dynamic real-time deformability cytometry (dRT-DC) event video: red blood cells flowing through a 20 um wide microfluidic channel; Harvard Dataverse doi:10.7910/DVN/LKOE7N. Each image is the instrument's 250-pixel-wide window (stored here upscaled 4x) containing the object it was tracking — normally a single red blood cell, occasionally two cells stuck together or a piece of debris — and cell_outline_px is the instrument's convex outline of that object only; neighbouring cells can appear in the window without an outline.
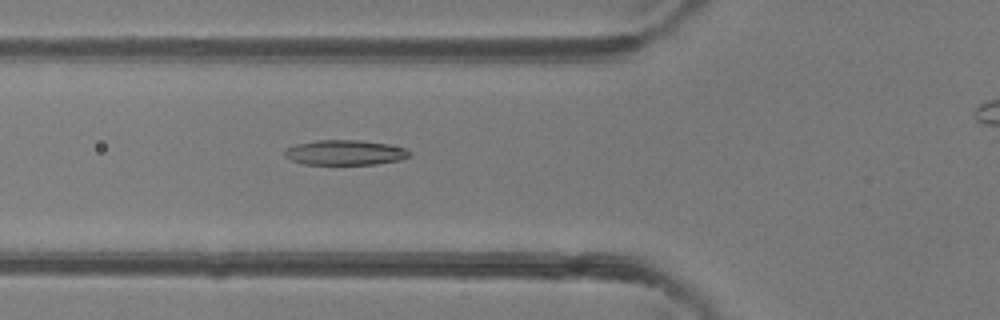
{"species": "common noctule bat (a hibernating species)", "species_latin": "Nyctalus noctula", "temperature_condition": "room temperature", "stored_images_in_passage": 28, "camera_frame_rate_fps": 3000, "um_per_image_px": 0.085, "animal": {"sex": "female"}, "frame": {"image": 1, "passage_image": 3, "time_ms": 0.667, "image_size_px": [1000, 320], "cell_outline_px": [[412, 152], [408, 156], [400, 160], [376, 164], [304, 164], [292, 160], [284, 156], [284, 152], [288, 148], [296, 144], [316, 140], [360, 140], [388, 144], [404, 148]], "centroid_in_image_um": [29.33, 12.96], "position_along_channel_um": 96.5, "area_um2": 18.09}}
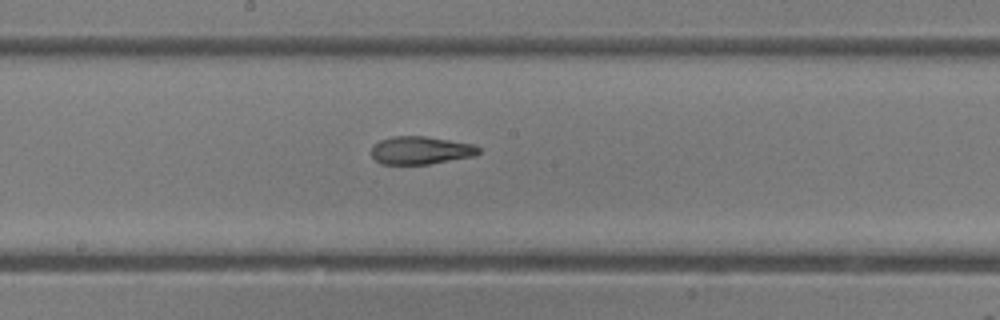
{"frame": {"image": 2, "passage_image": 11, "time_ms": 3.333, "image_size_px": [1000, 320], "cell_outline_px": [[480, 152], [476, 156], [428, 164], [380, 164], [372, 156], [372, 144], [380, 140], [392, 136], [424, 136], [476, 144], [480, 148]], "centroid_in_image_um": [35.78, 12.77], "position_along_channel_um": 212.4, "area_um2": 17.63}}
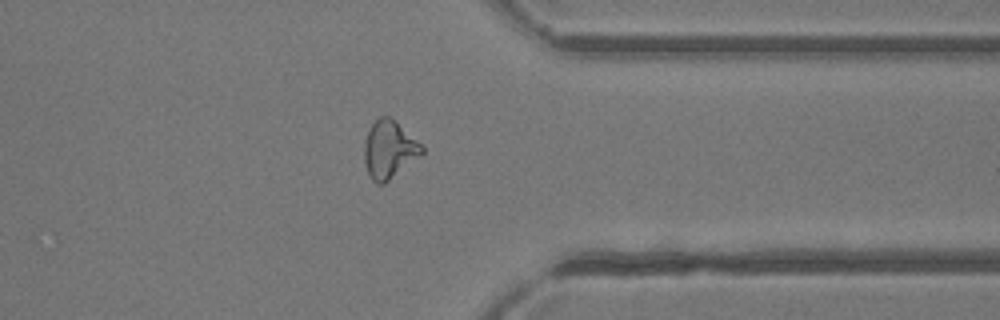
{"frame": {"image": 3, "passage_image": 23, "time_ms": 7.333, "image_size_px": [1000, 320], "cell_outline_px": [[424, 152], [420, 156], [384, 184], [376, 184], [368, 176], [364, 160], [364, 140], [372, 124], [380, 116], [388, 116], [396, 120], [424, 148]], "centroid_in_image_um": [33.06, 12.72], "position_along_channel_um": 378.3, "area_um2": 19.36}}